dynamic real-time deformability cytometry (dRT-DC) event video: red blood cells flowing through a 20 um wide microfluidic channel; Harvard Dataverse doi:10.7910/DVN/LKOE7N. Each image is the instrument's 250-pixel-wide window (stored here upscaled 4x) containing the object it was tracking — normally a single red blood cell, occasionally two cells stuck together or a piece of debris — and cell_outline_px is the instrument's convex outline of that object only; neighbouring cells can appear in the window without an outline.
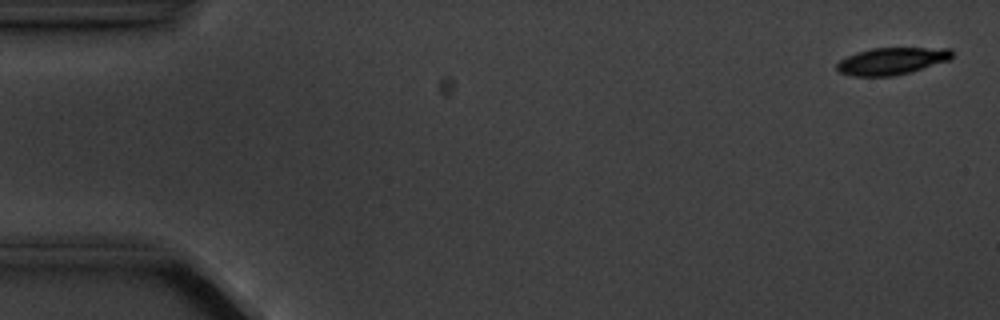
{"species": "common noctule bat (a hibernating species)", "species_latin": "Nyctalus noctula", "temperature_condition": "cold", "stored_images_in_passage": 5, "camera_frame_rate_fps": 3000, "um_per_image_px": 0.085, "animal": {"sex": "male", "body_mass_g": 20.1, "forearm_length_mm": 53.5}, "frame": {"image": 1, "passage_image": 1, "time_ms": 0.0, "image_size_px": [1000, 320], "cell_outline_px": [[952, 56], [948, 60], [912, 72], [892, 76], [852, 76], [840, 72], [836, 68], [836, 64], [840, 60], [856, 52], [872, 48], [952, 48]], "centroid_in_image_um": [75.79, 5.19], "position_along_channel_um": 9.2, "area_um2": 18.15}}